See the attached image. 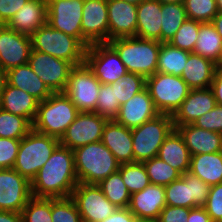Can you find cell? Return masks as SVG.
<instances>
[{
	"mask_svg": "<svg viewBox=\"0 0 222 222\" xmlns=\"http://www.w3.org/2000/svg\"><path fill=\"white\" fill-rule=\"evenodd\" d=\"M28 64L53 93L64 92L74 67L70 62L37 50H31Z\"/></svg>",
	"mask_w": 222,
	"mask_h": 222,
	"instance_id": "cell-12",
	"label": "cell"
},
{
	"mask_svg": "<svg viewBox=\"0 0 222 222\" xmlns=\"http://www.w3.org/2000/svg\"><path fill=\"white\" fill-rule=\"evenodd\" d=\"M161 4L143 0L137 5L136 37L161 42Z\"/></svg>",
	"mask_w": 222,
	"mask_h": 222,
	"instance_id": "cell-28",
	"label": "cell"
},
{
	"mask_svg": "<svg viewBox=\"0 0 222 222\" xmlns=\"http://www.w3.org/2000/svg\"><path fill=\"white\" fill-rule=\"evenodd\" d=\"M143 164L151 184L167 186L181 177L176 169L158 156L144 161Z\"/></svg>",
	"mask_w": 222,
	"mask_h": 222,
	"instance_id": "cell-38",
	"label": "cell"
},
{
	"mask_svg": "<svg viewBox=\"0 0 222 222\" xmlns=\"http://www.w3.org/2000/svg\"><path fill=\"white\" fill-rule=\"evenodd\" d=\"M182 135L190 155L222 151V134L186 124L177 128Z\"/></svg>",
	"mask_w": 222,
	"mask_h": 222,
	"instance_id": "cell-24",
	"label": "cell"
},
{
	"mask_svg": "<svg viewBox=\"0 0 222 222\" xmlns=\"http://www.w3.org/2000/svg\"><path fill=\"white\" fill-rule=\"evenodd\" d=\"M160 4H168V3H184V0H157Z\"/></svg>",
	"mask_w": 222,
	"mask_h": 222,
	"instance_id": "cell-57",
	"label": "cell"
},
{
	"mask_svg": "<svg viewBox=\"0 0 222 222\" xmlns=\"http://www.w3.org/2000/svg\"><path fill=\"white\" fill-rule=\"evenodd\" d=\"M193 125L222 134V106L216 104L212 110L196 119Z\"/></svg>",
	"mask_w": 222,
	"mask_h": 222,
	"instance_id": "cell-47",
	"label": "cell"
},
{
	"mask_svg": "<svg viewBox=\"0 0 222 222\" xmlns=\"http://www.w3.org/2000/svg\"><path fill=\"white\" fill-rule=\"evenodd\" d=\"M222 37L211 22L200 24L197 41L192 53L205 57L220 67Z\"/></svg>",
	"mask_w": 222,
	"mask_h": 222,
	"instance_id": "cell-31",
	"label": "cell"
},
{
	"mask_svg": "<svg viewBox=\"0 0 222 222\" xmlns=\"http://www.w3.org/2000/svg\"><path fill=\"white\" fill-rule=\"evenodd\" d=\"M82 222H101L117 209L96 184L78 183L71 194Z\"/></svg>",
	"mask_w": 222,
	"mask_h": 222,
	"instance_id": "cell-11",
	"label": "cell"
},
{
	"mask_svg": "<svg viewBox=\"0 0 222 222\" xmlns=\"http://www.w3.org/2000/svg\"><path fill=\"white\" fill-rule=\"evenodd\" d=\"M31 50L30 36L0 25V66L5 71L28 63Z\"/></svg>",
	"mask_w": 222,
	"mask_h": 222,
	"instance_id": "cell-17",
	"label": "cell"
},
{
	"mask_svg": "<svg viewBox=\"0 0 222 222\" xmlns=\"http://www.w3.org/2000/svg\"><path fill=\"white\" fill-rule=\"evenodd\" d=\"M84 0H47V22L83 44L81 29Z\"/></svg>",
	"mask_w": 222,
	"mask_h": 222,
	"instance_id": "cell-14",
	"label": "cell"
},
{
	"mask_svg": "<svg viewBox=\"0 0 222 222\" xmlns=\"http://www.w3.org/2000/svg\"><path fill=\"white\" fill-rule=\"evenodd\" d=\"M173 129V118L170 114H159L154 119L132 128L134 162H144L156 157Z\"/></svg>",
	"mask_w": 222,
	"mask_h": 222,
	"instance_id": "cell-7",
	"label": "cell"
},
{
	"mask_svg": "<svg viewBox=\"0 0 222 222\" xmlns=\"http://www.w3.org/2000/svg\"><path fill=\"white\" fill-rule=\"evenodd\" d=\"M204 208L212 222H222V183L210 187Z\"/></svg>",
	"mask_w": 222,
	"mask_h": 222,
	"instance_id": "cell-46",
	"label": "cell"
},
{
	"mask_svg": "<svg viewBox=\"0 0 222 222\" xmlns=\"http://www.w3.org/2000/svg\"><path fill=\"white\" fill-rule=\"evenodd\" d=\"M160 113L146 89L136 93L132 98L120 106L115 121L127 128H135L154 119Z\"/></svg>",
	"mask_w": 222,
	"mask_h": 222,
	"instance_id": "cell-18",
	"label": "cell"
},
{
	"mask_svg": "<svg viewBox=\"0 0 222 222\" xmlns=\"http://www.w3.org/2000/svg\"><path fill=\"white\" fill-rule=\"evenodd\" d=\"M81 29L86 48L109 42L107 0H84Z\"/></svg>",
	"mask_w": 222,
	"mask_h": 222,
	"instance_id": "cell-16",
	"label": "cell"
},
{
	"mask_svg": "<svg viewBox=\"0 0 222 222\" xmlns=\"http://www.w3.org/2000/svg\"><path fill=\"white\" fill-rule=\"evenodd\" d=\"M20 139L0 137V168H13L19 146Z\"/></svg>",
	"mask_w": 222,
	"mask_h": 222,
	"instance_id": "cell-45",
	"label": "cell"
},
{
	"mask_svg": "<svg viewBox=\"0 0 222 222\" xmlns=\"http://www.w3.org/2000/svg\"><path fill=\"white\" fill-rule=\"evenodd\" d=\"M165 202L169 206H179L188 209L194 208L191 182L184 176L164 186Z\"/></svg>",
	"mask_w": 222,
	"mask_h": 222,
	"instance_id": "cell-35",
	"label": "cell"
},
{
	"mask_svg": "<svg viewBox=\"0 0 222 222\" xmlns=\"http://www.w3.org/2000/svg\"><path fill=\"white\" fill-rule=\"evenodd\" d=\"M127 3H130V4H134V5H139L143 0H123Z\"/></svg>",
	"mask_w": 222,
	"mask_h": 222,
	"instance_id": "cell-58",
	"label": "cell"
},
{
	"mask_svg": "<svg viewBox=\"0 0 222 222\" xmlns=\"http://www.w3.org/2000/svg\"><path fill=\"white\" fill-rule=\"evenodd\" d=\"M189 172L210 187L222 183V151L191 155Z\"/></svg>",
	"mask_w": 222,
	"mask_h": 222,
	"instance_id": "cell-30",
	"label": "cell"
},
{
	"mask_svg": "<svg viewBox=\"0 0 222 222\" xmlns=\"http://www.w3.org/2000/svg\"><path fill=\"white\" fill-rule=\"evenodd\" d=\"M109 41L136 36L137 6L123 0H107Z\"/></svg>",
	"mask_w": 222,
	"mask_h": 222,
	"instance_id": "cell-20",
	"label": "cell"
},
{
	"mask_svg": "<svg viewBox=\"0 0 222 222\" xmlns=\"http://www.w3.org/2000/svg\"><path fill=\"white\" fill-rule=\"evenodd\" d=\"M21 213L24 222H52L51 198L32 196Z\"/></svg>",
	"mask_w": 222,
	"mask_h": 222,
	"instance_id": "cell-41",
	"label": "cell"
},
{
	"mask_svg": "<svg viewBox=\"0 0 222 222\" xmlns=\"http://www.w3.org/2000/svg\"><path fill=\"white\" fill-rule=\"evenodd\" d=\"M191 182L192 198L194 199V207H204L208 198L210 186L192 175L190 172L183 174Z\"/></svg>",
	"mask_w": 222,
	"mask_h": 222,
	"instance_id": "cell-48",
	"label": "cell"
},
{
	"mask_svg": "<svg viewBox=\"0 0 222 222\" xmlns=\"http://www.w3.org/2000/svg\"><path fill=\"white\" fill-rule=\"evenodd\" d=\"M165 206L164 186L150 184L142 191L131 194L128 208L140 221L155 222Z\"/></svg>",
	"mask_w": 222,
	"mask_h": 222,
	"instance_id": "cell-21",
	"label": "cell"
},
{
	"mask_svg": "<svg viewBox=\"0 0 222 222\" xmlns=\"http://www.w3.org/2000/svg\"><path fill=\"white\" fill-rule=\"evenodd\" d=\"M6 84H7V71H5L0 66V96L2 92L4 91Z\"/></svg>",
	"mask_w": 222,
	"mask_h": 222,
	"instance_id": "cell-56",
	"label": "cell"
},
{
	"mask_svg": "<svg viewBox=\"0 0 222 222\" xmlns=\"http://www.w3.org/2000/svg\"><path fill=\"white\" fill-rule=\"evenodd\" d=\"M220 67H222V52H221V56H220Z\"/></svg>",
	"mask_w": 222,
	"mask_h": 222,
	"instance_id": "cell-60",
	"label": "cell"
},
{
	"mask_svg": "<svg viewBox=\"0 0 222 222\" xmlns=\"http://www.w3.org/2000/svg\"><path fill=\"white\" fill-rule=\"evenodd\" d=\"M28 0H0V25H6Z\"/></svg>",
	"mask_w": 222,
	"mask_h": 222,
	"instance_id": "cell-50",
	"label": "cell"
},
{
	"mask_svg": "<svg viewBox=\"0 0 222 222\" xmlns=\"http://www.w3.org/2000/svg\"><path fill=\"white\" fill-rule=\"evenodd\" d=\"M188 222H212L204 207H194L189 211Z\"/></svg>",
	"mask_w": 222,
	"mask_h": 222,
	"instance_id": "cell-53",
	"label": "cell"
},
{
	"mask_svg": "<svg viewBox=\"0 0 222 222\" xmlns=\"http://www.w3.org/2000/svg\"><path fill=\"white\" fill-rule=\"evenodd\" d=\"M101 222H140L129 208H117L112 215Z\"/></svg>",
	"mask_w": 222,
	"mask_h": 222,
	"instance_id": "cell-51",
	"label": "cell"
},
{
	"mask_svg": "<svg viewBox=\"0 0 222 222\" xmlns=\"http://www.w3.org/2000/svg\"><path fill=\"white\" fill-rule=\"evenodd\" d=\"M31 182L13 168L0 169V210L21 213L30 198Z\"/></svg>",
	"mask_w": 222,
	"mask_h": 222,
	"instance_id": "cell-15",
	"label": "cell"
},
{
	"mask_svg": "<svg viewBox=\"0 0 222 222\" xmlns=\"http://www.w3.org/2000/svg\"><path fill=\"white\" fill-rule=\"evenodd\" d=\"M162 42L134 37L115 38L108 44L117 52L128 72L145 78L157 71L158 55Z\"/></svg>",
	"mask_w": 222,
	"mask_h": 222,
	"instance_id": "cell-3",
	"label": "cell"
},
{
	"mask_svg": "<svg viewBox=\"0 0 222 222\" xmlns=\"http://www.w3.org/2000/svg\"><path fill=\"white\" fill-rule=\"evenodd\" d=\"M73 150L59 144L31 181L34 197L66 198L78 184Z\"/></svg>",
	"mask_w": 222,
	"mask_h": 222,
	"instance_id": "cell-1",
	"label": "cell"
},
{
	"mask_svg": "<svg viewBox=\"0 0 222 222\" xmlns=\"http://www.w3.org/2000/svg\"><path fill=\"white\" fill-rule=\"evenodd\" d=\"M210 88L213 91L216 104L222 106V67H217Z\"/></svg>",
	"mask_w": 222,
	"mask_h": 222,
	"instance_id": "cell-52",
	"label": "cell"
},
{
	"mask_svg": "<svg viewBox=\"0 0 222 222\" xmlns=\"http://www.w3.org/2000/svg\"><path fill=\"white\" fill-rule=\"evenodd\" d=\"M190 53L189 51L174 47L168 42H162L156 72L181 77Z\"/></svg>",
	"mask_w": 222,
	"mask_h": 222,
	"instance_id": "cell-32",
	"label": "cell"
},
{
	"mask_svg": "<svg viewBox=\"0 0 222 222\" xmlns=\"http://www.w3.org/2000/svg\"><path fill=\"white\" fill-rule=\"evenodd\" d=\"M218 12H222V0H216Z\"/></svg>",
	"mask_w": 222,
	"mask_h": 222,
	"instance_id": "cell-59",
	"label": "cell"
},
{
	"mask_svg": "<svg viewBox=\"0 0 222 222\" xmlns=\"http://www.w3.org/2000/svg\"><path fill=\"white\" fill-rule=\"evenodd\" d=\"M32 130V124L24 117L0 108V137L22 139Z\"/></svg>",
	"mask_w": 222,
	"mask_h": 222,
	"instance_id": "cell-37",
	"label": "cell"
},
{
	"mask_svg": "<svg viewBox=\"0 0 222 222\" xmlns=\"http://www.w3.org/2000/svg\"><path fill=\"white\" fill-rule=\"evenodd\" d=\"M190 209L166 205L155 222H188Z\"/></svg>",
	"mask_w": 222,
	"mask_h": 222,
	"instance_id": "cell-49",
	"label": "cell"
},
{
	"mask_svg": "<svg viewBox=\"0 0 222 222\" xmlns=\"http://www.w3.org/2000/svg\"><path fill=\"white\" fill-rule=\"evenodd\" d=\"M161 42H169L187 20L184 3L161 4Z\"/></svg>",
	"mask_w": 222,
	"mask_h": 222,
	"instance_id": "cell-33",
	"label": "cell"
},
{
	"mask_svg": "<svg viewBox=\"0 0 222 222\" xmlns=\"http://www.w3.org/2000/svg\"><path fill=\"white\" fill-rule=\"evenodd\" d=\"M108 120L95 112H80L59 139L62 146L74 150L102 140L103 128Z\"/></svg>",
	"mask_w": 222,
	"mask_h": 222,
	"instance_id": "cell-13",
	"label": "cell"
},
{
	"mask_svg": "<svg viewBox=\"0 0 222 222\" xmlns=\"http://www.w3.org/2000/svg\"><path fill=\"white\" fill-rule=\"evenodd\" d=\"M201 23L187 18L168 43L179 49L193 52Z\"/></svg>",
	"mask_w": 222,
	"mask_h": 222,
	"instance_id": "cell-40",
	"label": "cell"
},
{
	"mask_svg": "<svg viewBox=\"0 0 222 222\" xmlns=\"http://www.w3.org/2000/svg\"><path fill=\"white\" fill-rule=\"evenodd\" d=\"M101 82L86 63L74 66L64 94L80 112H95Z\"/></svg>",
	"mask_w": 222,
	"mask_h": 222,
	"instance_id": "cell-9",
	"label": "cell"
},
{
	"mask_svg": "<svg viewBox=\"0 0 222 222\" xmlns=\"http://www.w3.org/2000/svg\"><path fill=\"white\" fill-rule=\"evenodd\" d=\"M211 23L218 31L219 35L222 37V12H218V14L213 18Z\"/></svg>",
	"mask_w": 222,
	"mask_h": 222,
	"instance_id": "cell-55",
	"label": "cell"
},
{
	"mask_svg": "<svg viewBox=\"0 0 222 222\" xmlns=\"http://www.w3.org/2000/svg\"><path fill=\"white\" fill-rule=\"evenodd\" d=\"M110 85L114 89L115 100L122 105L146 87V78L127 72L120 80L112 82Z\"/></svg>",
	"mask_w": 222,
	"mask_h": 222,
	"instance_id": "cell-39",
	"label": "cell"
},
{
	"mask_svg": "<svg viewBox=\"0 0 222 222\" xmlns=\"http://www.w3.org/2000/svg\"><path fill=\"white\" fill-rule=\"evenodd\" d=\"M47 0H28L9 20L6 26L18 33L31 36L47 23Z\"/></svg>",
	"mask_w": 222,
	"mask_h": 222,
	"instance_id": "cell-23",
	"label": "cell"
},
{
	"mask_svg": "<svg viewBox=\"0 0 222 222\" xmlns=\"http://www.w3.org/2000/svg\"><path fill=\"white\" fill-rule=\"evenodd\" d=\"M216 106L212 89H191L181 106L172 115L174 129L186 124H193L203 114Z\"/></svg>",
	"mask_w": 222,
	"mask_h": 222,
	"instance_id": "cell-19",
	"label": "cell"
},
{
	"mask_svg": "<svg viewBox=\"0 0 222 222\" xmlns=\"http://www.w3.org/2000/svg\"><path fill=\"white\" fill-rule=\"evenodd\" d=\"M0 222H24L22 213L0 210Z\"/></svg>",
	"mask_w": 222,
	"mask_h": 222,
	"instance_id": "cell-54",
	"label": "cell"
},
{
	"mask_svg": "<svg viewBox=\"0 0 222 222\" xmlns=\"http://www.w3.org/2000/svg\"><path fill=\"white\" fill-rule=\"evenodd\" d=\"M32 50L50 54L73 66L85 63L86 47L75 37L52 28L48 22L31 36Z\"/></svg>",
	"mask_w": 222,
	"mask_h": 222,
	"instance_id": "cell-5",
	"label": "cell"
},
{
	"mask_svg": "<svg viewBox=\"0 0 222 222\" xmlns=\"http://www.w3.org/2000/svg\"><path fill=\"white\" fill-rule=\"evenodd\" d=\"M85 63L101 84L118 81L128 72L117 52L108 43L91 44L86 49Z\"/></svg>",
	"mask_w": 222,
	"mask_h": 222,
	"instance_id": "cell-10",
	"label": "cell"
},
{
	"mask_svg": "<svg viewBox=\"0 0 222 222\" xmlns=\"http://www.w3.org/2000/svg\"><path fill=\"white\" fill-rule=\"evenodd\" d=\"M38 105L39 101L36 98L8 83L0 96L1 109L24 117L31 124L36 117Z\"/></svg>",
	"mask_w": 222,
	"mask_h": 222,
	"instance_id": "cell-25",
	"label": "cell"
},
{
	"mask_svg": "<svg viewBox=\"0 0 222 222\" xmlns=\"http://www.w3.org/2000/svg\"><path fill=\"white\" fill-rule=\"evenodd\" d=\"M157 156L171 165L181 175L189 172L191 155L182 135L177 129H173L166 137Z\"/></svg>",
	"mask_w": 222,
	"mask_h": 222,
	"instance_id": "cell-29",
	"label": "cell"
},
{
	"mask_svg": "<svg viewBox=\"0 0 222 222\" xmlns=\"http://www.w3.org/2000/svg\"><path fill=\"white\" fill-rule=\"evenodd\" d=\"M146 89L159 113L170 115L181 106L191 90L180 76L160 72L146 78Z\"/></svg>",
	"mask_w": 222,
	"mask_h": 222,
	"instance_id": "cell-8",
	"label": "cell"
},
{
	"mask_svg": "<svg viewBox=\"0 0 222 222\" xmlns=\"http://www.w3.org/2000/svg\"><path fill=\"white\" fill-rule=\"evenodd\" d=\"M188 19L202 23L212 22L218 14L216 0H184Z\"/></svg>",
	"mask_w": 222,
	"mask_h": 222,
	"instance_id": "cell-43",
	"label": "cell"
},
{
	"mask_svg": "<svg viewBox=\"0 0 222 222\" xmlns=\"http://www.w3.org/2000/svg\"><path fill=\"white\" fill-rule=\"evenodd\" d=\"M217 67L218 65L211 60L191 52L181 78L190 89L209 88Z\"/></svg>",
	"mask_w": 222,
	"mask_h": 222,
	"instance_id": "cell-26",
	"label": "cell"
},
{
	"mask_svg": "<svg viewBox=\"0 0 222 222\" xmlns=\"http://www.w3.org/2000/svg\"><path fill=\"white\" fill-rule=\"evenodd\" d=\"M120 106L119 101L115 100L114 89H112L111 85L101 84L95 113L107 120H115Z\"/></svg>",
	"mask_w": 222,
	"mask_h": 222,
	"instance_id": "cell-44",
	"label": "cell"
},
{
	"mask_svg": "<svg viewBox=\"0 0 222 222\" xmlns=\"http://www.w3.org/2000/svg\"><path fill=\"white\" fill-rule=\"evenodd\" d=\"M118 172L130 194L142 191L151 184L143 162L120 164Z\"/></svg>",
	"mask_w": 222,
	"mask_h": 222,
	"instance_id": "cell-36",
	"label": "cell"
},
{
	"mask_svg": "<svg viewBox=\"0 0 222 222\" xmlns=\"http://www.w3.org/2000/svg\"><path fill=\"white\" fill-rule=\"evenodd\" d=\"M7 83L27 92L39 102L46 100L53 93L28 63L8 70Z\"/></svg>",
	"mask_w": 222,
	"mask_h": 222,
	"instance_id": "cell-27",
	"label": "cell"
},
{
	"mask_svg": "<svg viewBox=\"0 0 222 222\" xmlns=\"http://www.w3.org/2000/svg\"><path fill=\"white\" fill-rule=\"evenodd\" d=\"M105 197L117 208H128L131 194L117 171L97 184Z\"/></svg>",
	"mask_w": 222,
	"mask_h": 222,
	"instance_id": "cell-34",
	"label": "cell"
},
{
	"mask_svg": "<svg viewBox=\"0 0 222 222\" xmlns=\"http://www.w3.org/2000/svg\"><path fill=\"white\" fill-rule=\"evenodd\" d=\"M59 144L58 138L32 129L20 141L13 169L31 182Z\"/></svg>",
	"mask_w": 222,
	"mask_h": 222,
	"instance_id": "cell-6",
	"label": "cell"
},
{
	"mask_svg": "<svg viewBox=\"0 0 222 222\" xmlns=\"http://www.w3.org/2000/svg\"><path fill=\"white\" fill-rule=\"evenodd\" d=\"M73 154L79 183L97 185L120 167L112 152L101 141L78 147Z\"/></svg>",
	"mask_w": 222,
	"mask_h": 222,
	"instance_id": "cell-2",
	"label": "cell"
},
{
	"mask_svg": "<svg viewBox=\"0 0 222 222\" xmlns=\"http://www.w3.org/2000/svg\"><path fill=\"white\" fill-rule=\"evenodd\" d=\"M52 222H82L77 206L71 197L51 198Z\"/></svg>",
	"mask_w": 222,
	"mask_h": 222,
	"instance_id": "cell-42",
	"label": "cell"
},
{
	"mask_svg": "<svg viewBox=\"0 0 222 222\" xmlns=\"http://www.w3.org/2000/svg\"><path fill=\"white\" fill-rule=\"evenodd\" d=\"M79 113L64 92L52 93L39 102L32 129L60 139Z\"/></svg>",
	"mask_w": 222,
	"mask_h": 222,
	"instance_id": "cell-4",
	"label": "cell"
},
{
	"mask_svg": "<svg viewBox=\"0 0 222 222\" xmlns=\"http://www.w3.org/2000/svg\"><path fill=\"white\" fill-rule=\"evenodd\" d=\"M101 142L120 164L134 162L131 129L115 120H108L103 128Z\"/></svg>",
	"mask_w": 222,
	"mask_h": 222,
	"instance_id": "cell-22",
	"label": "cell"
}]
</instances>
